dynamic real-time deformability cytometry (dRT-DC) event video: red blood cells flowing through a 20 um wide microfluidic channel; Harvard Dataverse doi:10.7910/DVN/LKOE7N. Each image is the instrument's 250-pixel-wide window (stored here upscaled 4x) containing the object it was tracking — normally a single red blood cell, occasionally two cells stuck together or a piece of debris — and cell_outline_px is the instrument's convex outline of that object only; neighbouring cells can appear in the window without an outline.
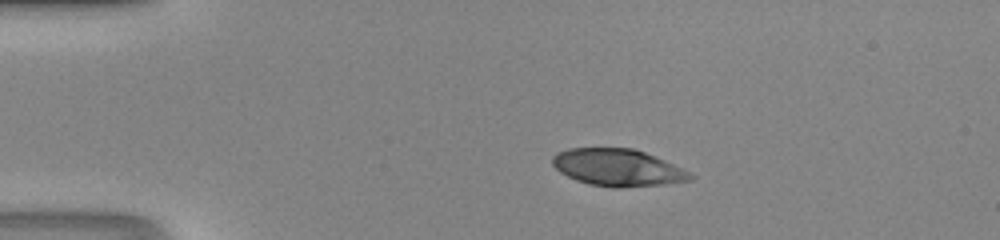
{"species": "human", "species_latin": "Homo sapiens", "temperature_condition": "room temperature", "stored_images_in_passage": 38, "camera_frame_rate_fps": 3000, "um_per_image_px": 0.085, "donor": {"sex": "male"}, "frame": {"image": 1, "passage_image": 1, "time_ms": 0.0, "image_size_px": [1000, 240], "cell_outline_px": [[696, 176], [692, 180], [664, 184], [620, 188], [612, 188], [588, 184], [576, 180], [560, 172], [552, 164], [552, 156], [556, 152], [568, 148], [632, 148], [644, 152], [672, 164]], "centroid_in_image_um": [52.46, 14.25], "position_along_channel_um": 32.5, "area_um2": 29.71}}
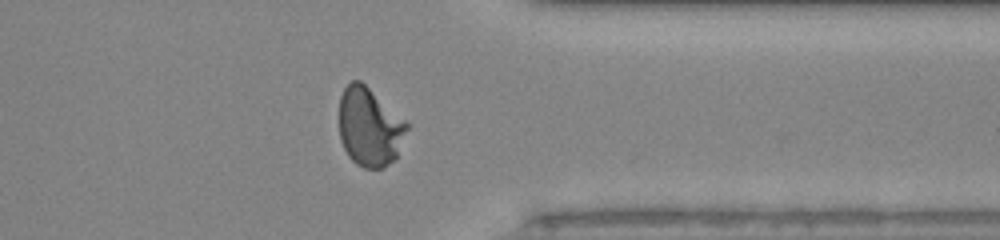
{"frame": {"image": 2, "passage_image": 29, "time_ms": 9.333, "image_size_px": [1000, 240], "cell_outline_px": [[412, 124], [396, 160], [384, 168], [364, 168], [356, 164], [348, 156], [340, 140], [340, 96], [344, 88], [352, 80], [360, 80]], "centroid_in_image_um": [31.48, 10.81], "position_along_channel_um": 379.9, "area_um2": 31.85}}
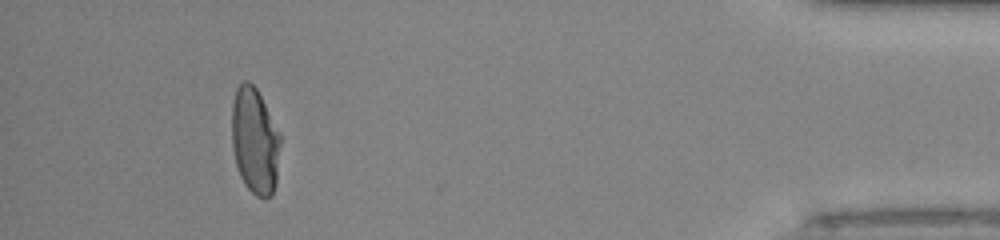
{"frame": {"image": 3, "passage_image": 35, "time_ms": 11.333, "image_size_px": [1000, 240], "cell_outline_px": [[280, 144], [276, 184], [272, 196], [256, 196], [244, 184], [240, 176], [236, 164], [232, 148], [232, 104], [236, 88], [244, 80], [248, 80], [256, 88], [280, 132]], "centroid_in_image_um": [21.66, 11.97], "position_along_channel_um": 413.5, "area_um2": 30.11}}